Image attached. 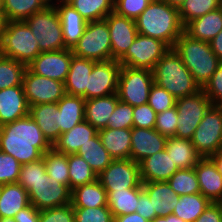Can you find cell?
Masks as SVG:
<instances>
[{
  "label": "cell",
  "instance_id": "cell-53",
  "mask_svg": "<svg viewBox=\"0 0 222 222\" xmlns=\"http://www.w3.org/2000/svg\"><path fill=\"white\" fill-rule=\"evenodd\" d=\"M156 117L148 103L133 107V127L154 129Z\"/></svg>",
  "mask_w": 222,
  "mask_h": 222
},
{
  "label": "cell",
  "instance_id": "cell-38",
  "mask_svg": "<svg viewBox=\"0 0 222 222\" xmlns=\"http://www.w3.org/2000/svg\"><path fill=\"white\" fill-rule=\"evenodd\" d=\"M87 22L100 21L114 12V0H73L69 3Z\"/></svg>",
  "mask_w": 222,
  "mask_h": 222
},
{
  "label": "cell",
  "instance_id": "cell-67",
  "mask_svg": "<svg viewBox=\"0 0 222 222\" xmlns=\"http://www.w3.org/2000/svg\"><path fill=\"white\" fill-rule=\"evenodd\" d=\"M2 186H3V184L0 183V195H1Z\"/></svg>",
  "mask_w": 222,
  "mask_h": 222
},
{
  "label": "cell",
  "instance_id": "cell-27",
  "mask_svg": "<svg viewBox=\"0 0 222 222\" xmlns=\"http://www.w3.org/2000/svg\"><path fill=\"white\" fill-rule=\"evenodd\" d=\"M119 101L117 93L85 101V121L98 131L107 128L108 121Z\"/></svg>",
  "mask_w": 222,
  "mask_h": 222
},
{
  "label": "cell",
  "instance_id": "cell-47",
  "mask_svg": "<svg viewBox=\"0 0 222 222\" xmlns=\"http://www.w3.org/2000/svg\"><path fill=\"white\" fill-rule=\"evenodd\" d=\"M75 222H114L108 206L74 208Z\"/></svg>",
  "mask_w": 222,
  "mask_h": 222
},
{
  "label": "cell",
  "instance_id": "cell-65",
  "mask_svg": "<svg viewBox=\"0 0 222 222\" xmlns=\"http://www.w3.org/2000/svg\"><path fill=\"white\" fill-rule=\"evenodd\" d=\"M3 24H4V20H3V18L0 16V39H1V32H2V28H3Z\"/></svg>",
  "mask_w": 222,
  "mask_h": 222
},
{
  "label": "cell",
  "instance_id": "cell-13",
  "mask_svg": "<svg viewBox=\"0 0 222 222\" xmlns=\"http://www.w3.org/2000/svg\"><path fill=\"white\" fill-rule=\"evenodd\" d=\"M23 89L29 106L42 103H57L65 94L63 82L42 77L26 68Z\"/></svg>",
  "mask_w": 222,
  "mask_h": 222
},
{
  "label": "cell",
  "instance_id": "cell-66",
  "mask_svg": "<svg viewBox=\"0 0 222 222\" xmlns=\"http://www.w3.org/2000/svg\"><path fill=\"white\" fill-rule=\"evenodd\" d=\"M0 16L3 18V0H0Z\"/></svg>",
  "mask_w": 222,
  "mask_h": 222
},
{
  "label": "cell",
  "instance_id": "cell-23",
  "mask_svg": "<svg viewBox=\"0 0 222 222\" xmlns=\"http://www.w3.org/2000/svg\"><path fill=\"white\" fill-rule=\"evenodd\" d=\"M29 116L53 145L60 136L59 109L57 103H42L29 106Z\"/></svg>",
  "mask_w": 222,
  "mask_h": 222
},
{
  "label": "cell",
  "instance_id": "cell-64",
  "mask_svg": "<svg viewBox=\"0 0 222 222\" xmlns=\"http://www.w3.org/2000/svg\"><path fill=\"white\" fill-rule=\"evenodd\" d=\"M0 222H16L14 218H0Z\"/></svg>",
  "mask_w": 222,
  "mask_h": 222
},
{
  "label": "cell",
  "instance_id": "cell-15",
  "mask_svg": "<svg viewBox=\"0 0 222 222\" xmlns=\"http://www.w3.org/2000/svg\"><path fill=\"white\" fill-rule=\"evenodd\" d=\"M72 49L41 52L27 68L36 75L65 82L70 69Z\"/></svg>",
  "mask_w": 222,
  "mask_h": 222
},
{
  "label": "cell",
  "instance_id": "cell-54",
  "mask_svg": "<svg viewBox=\"0 0 222 222\" xmlns=\"http://www.w3.org/2000/svg\"><path fill=\"white\" fill-rule=\"evenodd\" d=\"M136 213L148 221H152L155 217H157L156 213H152L151 200L148 193L143 189L142 184L140 185V195L138 197Z\"/></svg>",
  "mask_w": 222,
  "mask_h": 222
},
{
  "label": "cell",
  "instance_id": "cell-17",
  "mask_svg": "<svg viewBox=\"0 0 222 222\" xmlns=\"http://www.w3.org/2000/svg\"><path fill=\"white\" fill-rule=\"evenodd\" d=\"M104 20L110 33L112 60H119L138 34L136 21L120 16L116 12L108 14Z\"/></svg>",
  "mask_w": 222,
  "mask_h": 222
},
{
  "label": "cell",
  "instance_id": "cell-12",
  "mask_svg": "<svg viewBox=\"0 0 222 222\" xmlns=\"http://www.w3.org/2000/svg\"><path fill=\"white\" fill-rule=\"evenodd\" d=\"M97 179L106 191L137 188L142 184L139 164L132 159L113 160Z\"/></svg>",
  "mask_w": 222,
  "mask_h": 222
},
{
  "label": "cell",
  "instance_id": "cell-60",
  "mask_svg": "<svg viewBox=\"0 0 222 222\" xmlns=\"http://www.w3.org/2000/svg\"><path fill=\"white\" fill-rule=\"evenodd\" d=\"M163 1L168 3L170 6L179 9L181 7V5L184 3L185 0H163Z\"/></svg>",
  "mask_w": 222,
  "mask_h": 222
},
{
  "label": "cell",
  "instance_id": "cell-37",
  "mask_svg": "<svg viewBox=\"0 0 222 222\" xmlns=\"http://www.w3.org/2000/svg\"><path fill=\"white\" fill-rule=\"evenodd\" d=\"M210 203L201 193L183 195L179 197L173 214L186 222H194Z\"/></svg>",
  "mask_w": 222,
  "mask_h": 222
},
{
  "label": "cell",
  "instance_id": "cell-20",
  "mask_svg": "<svg viewBox=\"0 0 222 222\" xmlns=\"http://www.w3.org/2000/svg\"><path fill=\"white\" fill-rule=\"evenodd\" d=\"M142 182L168 181L178 170L167 151H159L139 163Z\"/></svg>",
  "mask_w": 222,
  "mask_h": 222
},
{
  "label": "cell",
  "instance_id": "cell-42",
  "mask_svg": "<svg viewBox=\"0 0 222 222\" xmlns=\"http://www.w3.org/2000/svg\"><path fill=\"white\" fill-rule=\"evenodd\" d=\"M167 182L179 196L200 193V186L194 168L178 169Z\"/></svg>",
  "mask_w": 222,
  "mask_h": 222
},
{
  "label": "cell",
  "instance_id": "cell-24",
  "mask_svg": "<svg viewBox=\"0 0 222 222\" xmlns=\"http://www.w3.org/2000/svg\"><path fill=\"white\" fill-rule=\"evenodd\" d=\"M98 130L87 121L75 125L71 130L61 134L53 143L52 148L66 155L76 154L81 146H84Z\"/></svg>",
  "mask_w": 222,
  "mask_h": 222
},
{
  "label": "cell",
  "instance_id": "cell-25",
  "mask_svg": "<svg viewBox=\"0 0 222 222\" xmlns=\"http://www.w3.org/2000/svg\"><path fill=\"white\" fill-rule=\"evenodd\" d=\"M54 7L60 18L65 47L73 49L83 35L88 22L70 4Z\"/></svg>",
  "mask_w": 222,
  "mask_h": 222
},
{
  "label": "cell",
  "instance_id": "cell-4",
  "mask_svg": "<svg viewBox=\"0 0 222 222\" xmlns=\"http://www.w3.org/2000/svg\"><path fill=\"white\" fill-rule=\"evenodd\" d=\"M193 75L195 83L203 89L222 62L211 50L209 42L193 39L185 32L173 47Z\"/></svg>",
  "mask_w": 222,
  "mask_h": 222
},
{
  "label": "cell",
  "instance_id": "cell-34",
  "mask_svg": "<svg viewBox=\"0 0 222 222\" xmlns=\"http://www.w3.org/2000/svg\"><path fill=\"white\" fill-rule=\"evenodd\" d=\"M76 154L89 164L97 176L114 160L104 148L98 133L81 146Z\"/></svg>",
  "mask_w": 222,
  "mask_h": 222
},
{
  "label": "cell",
  "instance_id": "cell-10",
  "mask_svg": "<svg viewBox=\"0 0 222 222\" xmlns=\"http://www.w3.org/2000/svg\"><path fill=\"white\" fill-rule=\"evenodd\" d=\"M191 142L202 158L222 150V106L212 105L207 110Z\"/></svg>",
  "mask_w": 222,
  "mask_h": 222
},
{
  "label": "cell",
  "instance_id": "cell-52",
  "mask_svg": "<svg viewBox=\"0 0 222 222\" xmlns=\"http://www.w3.org/2000/svg\"><path fill=\"white\" fill-rule=\"evenodd\" d=\"M202 90L211 100L212 105L222 106V62Z\"/></svg>",
  "mask_w": 222,
  "mask_h": 222
},
{
  "label": "cell",
  "instance_id": "cell-36",
  "mask_svg": "<svg viewBox=\"0 0 222 222\" xmlns=\"http://www.w3.org/2000/svg\"><path fill=\"white\" fill-rule=\"evenodd\" d=\"M107 203L113 217L136 212L140 186L120 191H106Z\"/></svg>",
  "mask_w": 222,
  "mask_h": 222
},
{
  "label": "cell",
  "instance_id": "cell-61",
  "mask_svg": "<svg viewBox=\"0 0 222 222\" xmlns=\"http://www.w3.org/2000/svg\"><path fill=\"white\" fill-rule=\"evenodd\" d=\"M72 1L73 0H49V4L54 7L61 4H69Z\"/></svg>",
  "mask_w": 222,
  "mask_h": 222
},
{
  "label": "cell",
  "instance_id": "cell-11",
  "mask_svg": "<svg viewBox=\"0 0 222 222\" xmlns=\"http://www.w3.org/2000/svg\"><path fill=\"white\" fill-rule=\"evenodd\" d=\"M168 50L169 47L163 41L138 33L118 62L122 66L152 71L155 64Z\"/></svg>",
  "mask_w": 222,
  "mask_h": 222
},
{
  "label": "cell",
  "instance_id": "cell-57",
  "mask_svg": "<svg viewBox=\"0 0 222 222\" xmlns=\"http://www.w3.org/2000/svg\"><path fill=\"white\" fill-rule=\"evenodd\" d=\"M114 222H150L138 213H129L114 217Z\"/></svg>",
  "mask_w": 222,
  "mask_h": 222
},
{
  "label": "cell",
  "instance_id": "cell-21",
  "mask_svg": "<svg viewBox=\"0 0 222 222\" xmlns=\"http://www.w3.org/2000/svg\"><path fill=\"white\" fill-rule=\"evenodd\" d=\"M200 193L211 202H222V175L209 157L202 158L194 167Z\"/></svg>",
  "mask_w": 222,
  "mask_h": 222
},
{
  "label": "cell",
  "instance_id": "cell-22",
  "mask_svg": "<svg viewBox=\"0 0 222 222\" xmlns=\"http://www.w3.org/2000/svg\"><path fill=\"white\" fill-rule=\"evenodd\" d=\"M142 187L151 200L152 213H156L157 216H168L173 213L180 196L167 181L142 182Z\"/></svg>",
  "mask_w": 222,
  "mask_h": 222
},
{
  "label": "cell",
  "instance_id": "cell-63",
  "mask_svg": "<svg viewBox=\"0 0 222 222\" xmlns=\"http://www.w3.org/2000/svg\"><path fill=\"white\" fill-rule=\"evenodd\" d=\"M169 222H186L181 218H178L175 214L171 213L169 215Z\"/></svg>",
  "mask_w": 222,
  "mask_h": 222
},
{
  "label": "cell",
  "instance_id": "cell-14",
  "mask_svg": "<svg viewBox=\"0 0 222 222\" xmlns=\"http://www.w3.org/2000/svg\"><path fill=\"white\" fill-rule=\"evenodd\" d=\"M121 67L118 60L95 62L88 77L86 100L117 93Z\"/></svg>",
  "mask_w": 222,
  "mask_h": 222
},
{
  "label": "cell",
  "instance_id": "cell-40",
  "mask_svg": "<svg viewBox=\"0 0 222 222\" xmlns=\"http://www.w3.org/2000/svg\"><path fill=\"white\" fill-rule=\"evenodd\" d=\"M70 190L97 180V174L89 164L77 154L68 155Z\"/></svg>",
  "mask_w": 222,
  "mask_h": 222
},
{
  "label": "cell",
  "instance_id": "cell-43",
  "mask_svg": "<svg viewBox=\"0 0 222 222\" xmlns=\"http://www.w3.org/2000/svg\"><path fill=\"white\" fill-rule=\"evenodd\" d=\"M221 7V0H185L178 9L184 27L192 20Z\"/></svg>",
  "mask_w": 222,
  "mask_h": 222
},
{
  "label": "cell",
  "instance_id": "cell-19",
  "mask_svg": "<svg viewBox=\"0 0 222 222\" xmlns=\"http://www.w3.org/2000/svg\"><path fill=\"white\" fill-rule=\"evenodd\" d=\"M29 115L23 85L0 90V127Z\"/></svg>",
  "mask_w": 222,
  "mask_h": 222
},
{
  "label": "cell",
  "instance_id": "cell-6",
  "mask_svg": "<svg viewBox=\"0 0 222 222\" xmlns=\"http://www.w3.org/2000/svg\"><path fill=\"white\" fill-rule=\"evenodd\" d=\"M25 22L36 38L41 52L66 48L60 18L55 7L48 5L28 17Z\"/></svg>",
  "mask_w": 222,
  "mask_h": 222
},
{
  "label": "cell",
  "instance_id": "cell-59",
  "mask_svg": "<svg viewBox=\"0 0 222 222\" xmlns=\"http://www.w3.org/2000/svg\"><path fill=\"white\" fill-rule=\"evenodd\" d=\"M216 165L218 172L222 175V150L209 157Z\"/></svg>",
  "mask_w": 222,
  "mask_h": 222
},
{
  "label": "cell",
  "instance_id": "cell-62",
  "mask_svg": "<svg viewBox=\"0 0 222 222\" xmlns=\"http://www.w3.org/2000/svg\"><path fill=\"white\" fill-rule=\"evenodd\" d=\"M150 222H169V215L168 216H157Z\"/></svg>",
  "mask_w": 222,
  "mask_h": 222
},
{
  "label": "cell",
  "instance_id": "cell-45",
  "mask_svg": "<svg viewBox=\"0 0 222 222\" xmlns=\"http://www.w3.org/2000/svg\"><path fill=\"white\" fill-rule=\"evenodd\" d=\"M148 104L158 114L176 106V98L154 83L150 90Z\"/></svg>",
  "mask_w": 222,
  "mask_h": 222
},
{
  "label": "cell",
  "instance_id": "cell-51",
  "mask_svg": "<svg viewBox=\"0 0 222 222\" xmlns=\"http://www.w3.org/2000/svg\"><path fill=\"white\" fill-rule=\"evenodd\" d=\"M38 222H75L72 204L40 211Z\"/></svg>",
  "mask_w": 222,
  "mask_h": 222
},
{
  "label": "cell",
  "instance_id": "cell-26",
  "mask_svg": "<svg viewBox=\"0 0 222 222\" xmlns=\"http://www.w3.org/2000/svg\"><path fill=\"white\" fill-rule=\"evenodd\" d=\"M96 61L72 56L70 69L64 82L66 94L80 96L86 100L88 77Z\"/></svg>",
  "mask_w": 222,
  "mask_h": 222
},
{
  "label": "cell",
  "instance_id": "cell-50",
  "mask_svg": "<svg viewBox=\"0 0 222 222\" xmlns=\"http://www.w3.org/2000/svg\"><path fill=\"white\" fill-rule=\"evenodd\" d=\"M177 119V109L176 106H174L169 110L157 114L154 129L167 138L173 137L175 136L178 125Z\"/></svg>",
  "mask_w": 222,
  "mask_h": 222
},
{
  "label": "cell",
  "instance_id": "cell-16",
  "mask_svg": "<svg viewBox=\"0 0 222 222\" xmlns=\"http://www.w3.org/2000/svg\"><path fill=\"white\" fill-rule=\"evenodd\" d=\"M29 201L38 210H47L71 203V190L48 177L47 182L34 184L28 191Z\"/></svg>",
  "mask_w": 222,
  "mask_h": 222
},
{
  "label": "cell",
  "instance_id": "cell-56",
  "mask_svg": "<svg viewBox=\"0 0 222 222\" xmlns=\"http://www.w3.org/2000/svg\"><path fill=\"white\" fill-rule=\"evenodd\" d=\"M40 217V210L32 204L20 210L15 216L16 222H38Z\"/></svg>",
  "mask_w": 222,
  "mask_h": 222
},
{
  "label": "cell",
  "instance_id": "cell-3",
  "mask_svg": "<svg viewBox=\"0 0 222 222\" xmlns=\"http://www.w3.org/2000/svg\"><path fill=\"white\" fill-rule=\"evenodd\" d=\"M152 73L154 83L166 89L176 99L194 95L201 90L174 48H169L155 64Z\"/></svg>",
  "mask_w": 222,
  "mask_h": 222
},
{
  "label": "cell",
  "instance_id": "cell-32",
  "mask_svg": "<svg viewBox=\"0 0 222 222\" xmlns=\"http://www.w3.org/2000/svg\"><path fill=\"white\" fill-rule=\"evenodd\" d=\"M85 99L80 96L65 94L58 102L60 135L71 130L85 120Z\"/></svg>",
  "mask_w": 222,
  "mask_h": 222
},
{
  "label": "cell",
  "instance_id": "cell-5",
  "mask_svg": "<svg viewBox=\"0 0 222 222\" xmlns=\"http://www.w3.org/2000/svg\"><path fill=\"white\" fill-rule=\"evenodd\" d=\"M0 49L2 56L13 58L26 66L41 53L38 42L25 21L4 22Z\"/></svg>",
  "mask_w": 222,
  "mask_h": 222
},
{
  "label": "cell",
  "instance_id": "cell-35",
  "mask_svg": "<svg viewBox=\"0 0 222 222\" xmlns=\"http://www.w3.org/2000/svg\"><path fill=\"white\" fill-rule=\"evenodd\" d=\"M48 5L49 0H3V20L25 21Z\"/></svg>",
  "mask_w": 222,
  "mask_h": 222
},
{
  "label": "cell",
  "instance_id": "cell-9",
  "mask_svg": "<svg viewBox=\"0 0 222 222\" xmlns=\"http://www.w3.org/2000/svg\"><path fill=\"white\" fill-rule=\"evenodd\" d=\"M211 100L201 89L196 94L176 99L178 114L175 137L191 140L207 110Z\"/></svg>",
  "mask_w": 222,
  "mask_h": 222
},
{
  "label": "cell",
  "instance_id": "cell-8",
  "mask_svg": "<svg viewBox=\"0 0 222 222\" xmlns=\"http://www.w3.org/2000/svg\"><path fill=\"white\" fill-rule=\"evenodd\" d=\"M153 84L151 70L122 66L118 78V98L132 107L146 104Z\"/></svg>",
  "mask_w": 222,
  "mask_h": 222
},
{
  "label": "cell",
  "instance_id": "cell-33",
  "mask_svg": "<svg viewBox=\"0 0 222 222\" xmlns=\"http://www.w3.org/2000/svg\"><path fill=\"white\" fill-rule=\"evenodd\" d=\"M71 204L73 208H96L108 206L107 192L97 179L91 183L72 189Z\"/></svg>",
  "mask_w": 222,
  "mask_h": 222
},
{
  "label": "cell",
  "instance_id": "cell-29",
  "mask_svg": "<svg viewBox=\"0 0 222 222\" xmlns=\"http://www.w3.org/2000/svg\"><path fill=\"white\" fill-rule=\"evenodd\" d=\"M98 135L104 148L114 160L130 159L131 129L104 128L98 131Z\"/></svg>",
  "mask_w": 222,
  "mask_h": 222
},
{
  "label": "cell",
  "instance_id": "cell-1",
  "mask_svg": "<svg viewBox=\"0 0 222 222\" xmlns=\"http://www.w3.org/2000/svg\"><path fill=\"white\" fill-rule=\"evenodd\" d=\"M50 149L52 144L29 115L0 127V151L20 164L40 160Z\"/></svg>",
  "mask_w": 222,
  "mask_h": 222
},
{
  "label": "cell",
  "instance_id": "cell-46",
  "mask_svg": "<svg viewBox=\"0 0 222 222\" xmlns=\"http://www.w3.org/2000/svg\"><path fill=\"white\" fill-rule=\"evenodd\" d=\"M107 128L131 129L133 128V107L130 104L117 102L115 110L111 114Z\"/></svg>",
  "mask_w": 222,
  "mask_h": 222
},
{
  "label": "cell",
  "instance_id": "cell-31",
  "mask_svg": "<svg viewBox=\"0 0 222 222\" xmlns=\"http://www.w3.org/2000/svg\"><path fill=\"white\" fill-rule=\"evenodd\" d=\"M30 205L28 192L17 183L3 184L0 195V218H14Z\"/></svg>",
  "mask_w": 222,
  "mask_h": 222
},
{
  "label": "cell",
  "instance_id": "cell-44",
  "mask_svg": "<svg viewBox=\"0 0 222 222\" xmlns=\"http://www.w3.org/2000/svg\"><path fill=\"white\" fill-rule=\"evenodd\" d=\"M48 177L44 160L41 158L40 160L21 165L18 183L28 192L34 184L47 182Z\"/></svg>",
  "mask_w": 222,
  "mask_h": 222
},
{
  "label": "cell",
  "instance_id": "cell-18",
  "mask_svg": "<svg viewBox=\"0 0 222 222\" xmlns=\"http://www.w3.org/2000/svg\"><path fill=\"white\" fill-rule=\"evenodd\" d=\"M167 137L155 129L131 128L130 159L138 164L145 158L165 149Z\"/></svg>",
  "mask_w": 222,
  "mask_h": 222
},
{
  "label": "cell",
  "instance_id": "cell-41",
  "mask_svg": "<svg viewBox=\"0 0 222 222\" xmlns=\"http://www.w3.org/2000/svg\"><path fill=\"white\" fill-rule=\"evenodd\" d=\"M27 66L13 58L0 56V90L22 85Z\"/></svg>",
  "mask_w": 222,
  "mask_h": 222
},
{
  "label": "cell",
  "instance_id": "cell-39",
  "mask_svg": "<svg viewBox=\"0 0 222 222\" xmlns=\"http://www.w3.org/2000/svg\"><path fill=\"white\" fill-rule=\"evenodd\" d=\"M46 173L53 181L60 182L70 189L68 155L56 152L53 148L42 156Z\"/></svg>",
  "mask_w": 222,
  "mask_h": 222
},
{
  "label": "cell",
  "instance_id": "cell-7",
  "mask_svg": "<svg viewBox=\"0 0 222 222\" xmlns=\"http://www.w3.org/2000/svg\"><path fill=\"white\" fill-rule=\"evenodd\" d=\"M72 52L77 57L96 62L112 60L111 39L107 22L105 20L88 22Z\"/></svg>",
  "mask_w": 222,
  "mask_h": 222
},
{
  "label": "cell",
  "instance_id": "cell-58",
  "mask_svg": "<svg viewBox=\"0 0 222 222\" xmlns=\"http://www.w3.org/2000/svg\"><path fill=\"white\" fill-rule=\"evenodd\" d=\"M209 43L211 50L222 61V30Z\"/></svg>",
  "mask_w": 222,
  "mask_h": 222
},
{
  "label": "cell",
  "instance_id": "cell-48",
  "mask_svg": "<svg viewBox=\"0 0 222 222\" xmlns=\"http://www.w3.org/2000/svg\"><path fill=\"white\" fill-rule=\"evenodd\" d=\"M21 165L15 157L0 151V183H17Z\"/></svg>",
  "mask_w": 222,
  "mask_h": 222
},
{
  "label": "cell",
  "instance_id": "cell-55",
  "mask_svg": "<svg viewBox=\"0 0 222 222\" xmlns=\"http://www.w3.org/2000/svg\"><path fill=\"white\" fill-rule=\"evenodd\" d=\"M194 222H222V202H211Z\"/></svg>",
  "mask_w": 222,
  "mask_h": 222
},
{
  "label": "cell",
  "instance_id": "cell-28",
  "mask_svg": "<svg viewBox=\"0 0 222 222\" xmlns=\"http://www.w3.org/2000/svg\"><path fill=\"white\" fill-rule=\"evenodd\" d=\"M222 30V8L190 21L184 32L193 39L210 42Z\"/></svg>",
  "mask_w": 222,
  "mask_h": 222
},
{
  "label": "cell",
  "instance_id": "cell-49",
  "mask_svg": "<svg viewBox=\"0 0 222 222\" xmlns=\"http://www.w3.org/2000/svg\"><path fill=\"white\" fill-rule=\"evenodd\" d=\"M151 2L152 0H114V12L136 20Z\"/></svg>",
  "mask_w": 222,
  "mask_h": 222
},
{
  "label": "cell",
  "instance_id": "cell-2",
  "mask_svg": "<svg viewBox=\"0 0 222 222\" xmlns=\"http://www.w3.org/2000/svg\"><path fill=\"white\" fill-rule=\"evenodd\" d=\"M135 21L139 34L161 40L169 48L184 32L178 8L163 0H152Z\"/></svg>",
  "mask_w": 222,
  "mask_h": 222
},
{
  "label": "cell",
  "instance_id": "cell-30",
  "mask_svg": "<svg viewBox=\"0 0 222 222\" xmlns=\"http://www.w3.org/2000/svg\"><path fill=\"white\" fill-rule=\"evenodd\" d=\"M165 150L178 169L194 168L202 159L191 140L188 139L168 137Z\"/></svg>",
  "mask_w": 222,
  "mask_h": 222
}]
</instances>
